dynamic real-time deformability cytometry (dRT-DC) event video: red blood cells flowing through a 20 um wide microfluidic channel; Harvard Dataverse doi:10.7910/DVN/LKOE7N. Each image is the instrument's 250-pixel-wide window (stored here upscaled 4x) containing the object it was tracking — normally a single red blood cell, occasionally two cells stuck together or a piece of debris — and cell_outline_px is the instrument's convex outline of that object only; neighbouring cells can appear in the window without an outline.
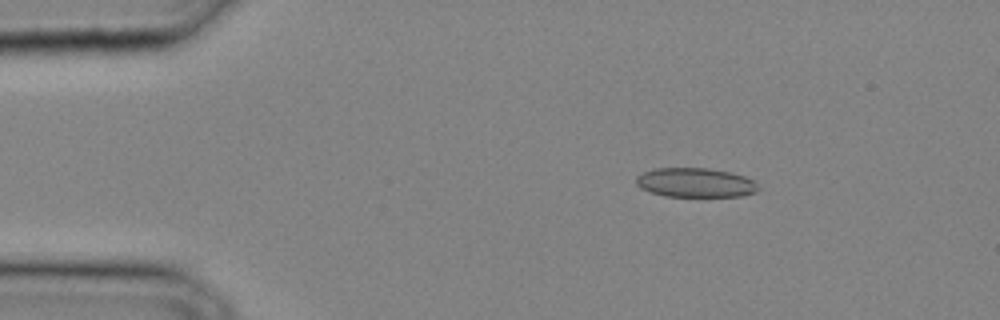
{"species": "common noctule bat (a hibernating species)", "species_latin": "Nyctalus noctula", "temperature_condition": "cold", "stored_images_in_passage": 32, "camera_frame_rate_fps": 3000, "um_per_image_px": 0.085, "animal": {"sex": "male", "body_mass_g": 20.4}, "frame": {"image": 1, "passage_image": 5, "time_ms": 1.333, "image_size_px": [1000, 320], "cell_outline_px": [[760, 188], [756, 192], [740, 196], [664, 196], [640, 188], [636, 184], [636, 176], [644, 172], [656, 168], [708, 168], [728, 172], [744, 176], [752, 180]], "centroid_in_image_um": [59.09, 15.52], "position_along_channel_um": 25.9, "area_um2": 20.69}}
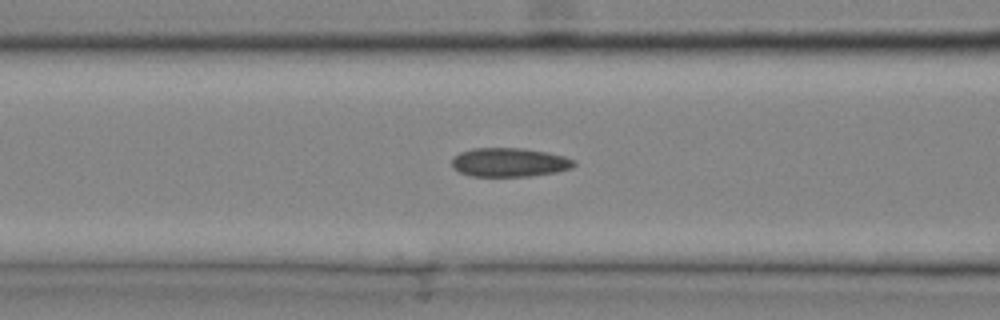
{"frame": {"image": 2, "passage_image": 13, "time_ms": 4.0, "image_size_px": [1000, 320], "cell_outline_px": [[576, 164], [572, 168], [556, 172], [532, 176], [468, 176], [452, 168], [452, 156], [460, 152], [472, 148], [520, 148], [548, 152], [564, 156], [576, 160]], "centroid_in_image_um": [43.29, 13.8], "position_along_channel_um": 123.3, "area_um2": 20.81}}
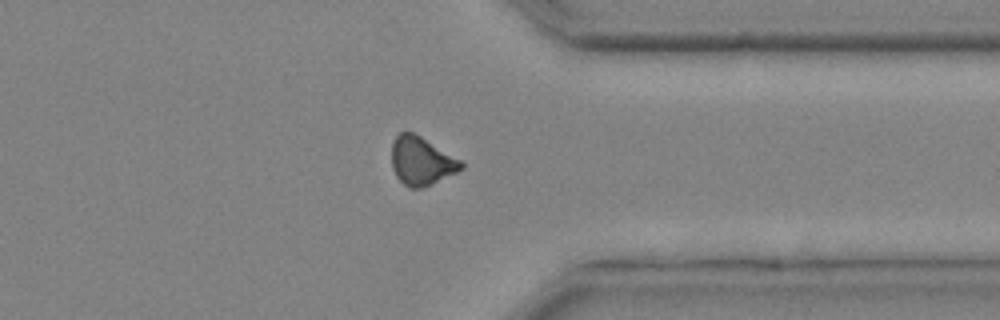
{"frame": {"image": 3, "passage_image": 26, "time_ms": 8.333, "image_size_px": [1000, 320], "cell_outline_px": [[464, 168], [456, 172], [420, 188], [408, 188], [396, 176], [392, 168], [392, 144], [396, 136], [400, 132], [412, 132], [420, 136], [460, 160], [464, 164]], "centroid_in_image_um": [35.79, 13.68], "position_along_channel_um": 375.6, "area_um2": 19.13}}